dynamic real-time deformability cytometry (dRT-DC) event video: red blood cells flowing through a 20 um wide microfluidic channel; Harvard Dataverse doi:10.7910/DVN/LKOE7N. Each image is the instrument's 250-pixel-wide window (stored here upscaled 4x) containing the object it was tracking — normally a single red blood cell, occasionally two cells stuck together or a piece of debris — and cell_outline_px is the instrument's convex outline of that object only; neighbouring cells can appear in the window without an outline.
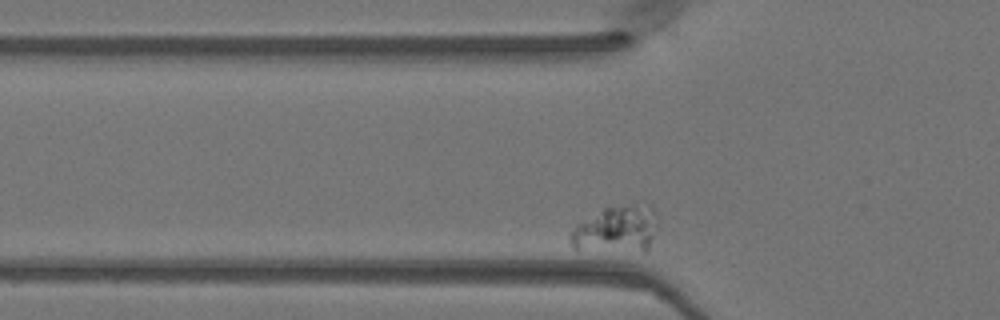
{"species": "Egyptian fruit bat (a non-hibernating species)", "species_latin": "Rousettus aegyptiacus", "temperature_condition": "warm", "stored_images_in_passage": 28, "camera_frame_rate_fps": 3000, "um_per_image_px": 0.085, "animal": {"sex": "female"}, "frame": {"image": 1, "passage_image": 2, "time_ms": 0.333, "image_size_px": [1000, 320], "cell_outline_px": [[656, 224], [648, 252], [576, 252], [572, 248], [568, 240], [568, 236], [576, 224], [604, 208], [632, 204], [652, 204], [656, 212]], "centroid_in_image_um": [52.34, 19.56], "position_along_channel_um": 73.5, "area_um2": 24.97}}
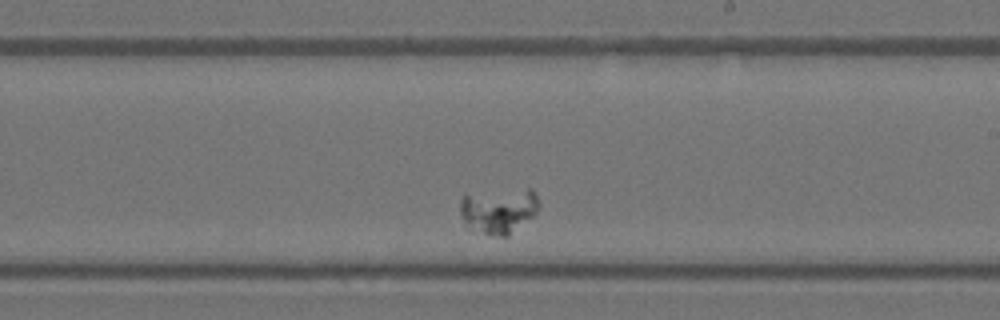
{"frame": {"image": 2, "passage_image": 17, "time_ms": 5.333, "image_size_px": [1000, 320], "cell_outline_px": [[540, 204], [536, 212], [532, 216], [508, 236], [488, 236], [464, 228], [460, 212], [460, 200], [464, 196], [528, 188], [532, 188], [536, 192]], "centroid_in_image_um": [42.37, 17.95], "position_along_channel_um": 246.6, "area_um2": 20.92}}
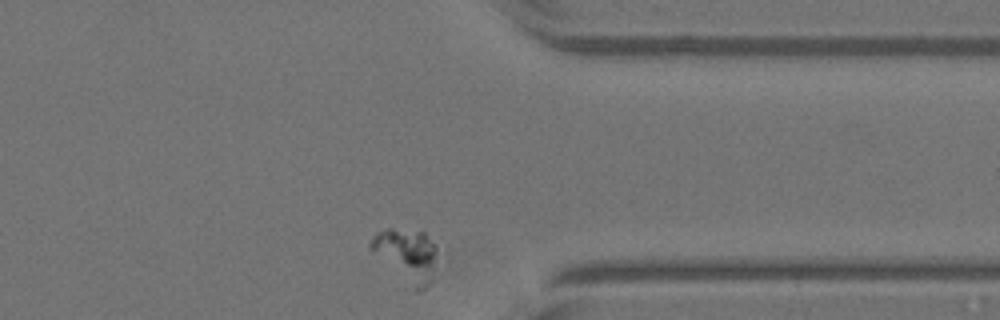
{"frame": {"image": 3, "passage_image": 28, "time_ms": 9.0, "image_size_px": [1000, 320], "cell_outline_px": [[440, 260], [432, 280], [424, 288], [416, 292], [368, 248], [368, 244], [372, 236], [376, 232], [388, 228], [392, 228], [424, 232], [436, 248], [440, 256]], "centroid_in_image_um": [34.59, 21.69], "position_along_channel_um": 376.8, "area_um2": 20.92}}